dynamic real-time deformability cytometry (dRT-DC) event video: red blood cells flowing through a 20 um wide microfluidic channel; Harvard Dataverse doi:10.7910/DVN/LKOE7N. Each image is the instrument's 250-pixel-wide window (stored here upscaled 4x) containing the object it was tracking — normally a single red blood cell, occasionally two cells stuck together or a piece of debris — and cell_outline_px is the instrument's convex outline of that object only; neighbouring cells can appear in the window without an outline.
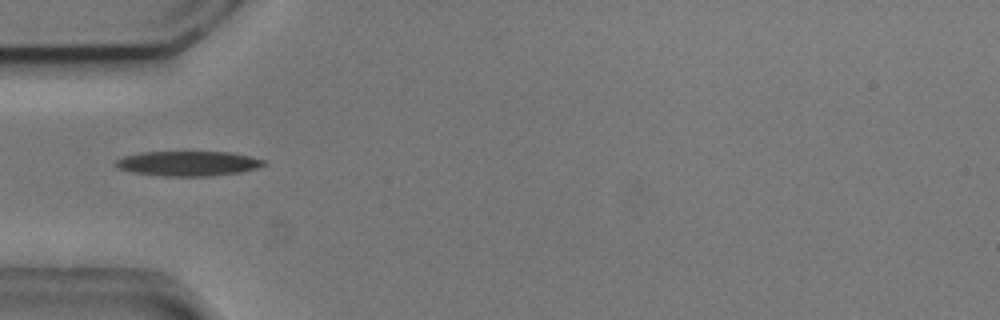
{"species": "common noctule bat (a hibernating species)", "species_latin": "Nyctalus noctula", "temperature_condition": "cold", "stored_images_in_passage": 4, "camera_frame_rate_fps": 3000, "um_per_image_px": 0.085, "animal": {"sex": "male", "body_mass_g": 20.5, "forearm_length_mm": 52.5}, "frame": {"image": 1, "passage_image": 1, "time_ms": 0.0, "image_size_px": [1000, 320], "cell_outline_px": [[268, 164], [256, 168], [240, 172], [212, 176], [164, 176], [132, 172], [116, 168], [112, 164], [116, 160], [124, 156], [144, 152], [228, 152], [248, 156], [264, 160]], "centroid_in_image_um": [15.95, 13.9], "position_along_channel_um": 69.0, "area_um2": 21.44}}
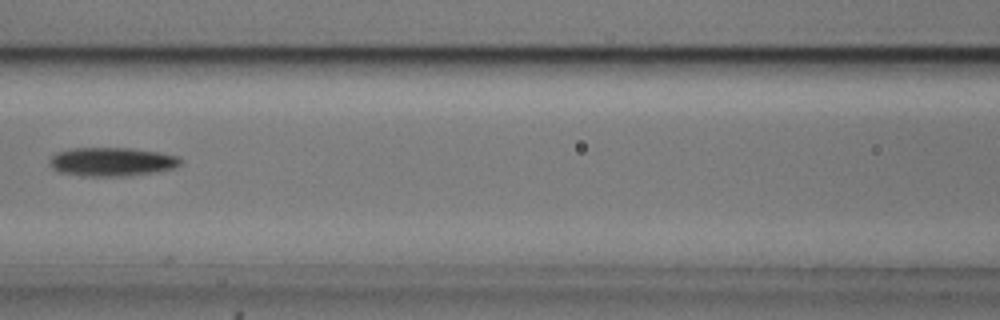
{"frame": {"image": 2, "passage_image": 3, "time_ms": 0.667, "image_size_px": [1000, 320], "cell_outline_px": [[184, 160], [180, 164], [172, 168], [152, 172], [124, 176], [84, 176], [56, 172], [48, 164], [48, 160], [56, 152], [72, 148], [132, 148], [160, 152], [180, 156]], "centroid_in_image_um": [9.47, 13.74], "position_along_channel_um": 157.1, "area_um2": 22.14}}
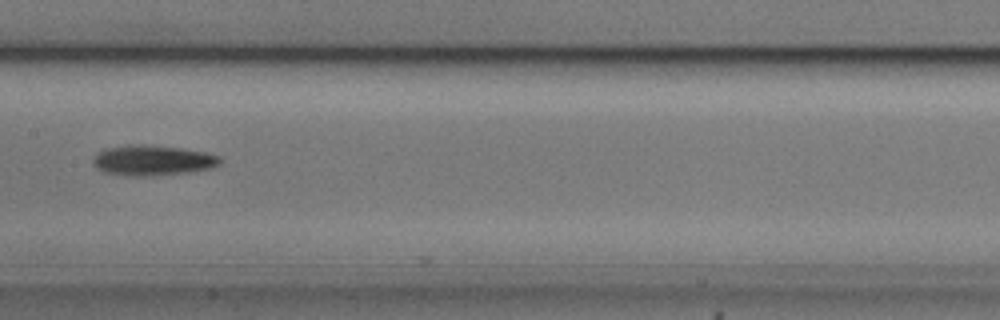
{"frame": {"image": 3, "passage_image": 4, "time_ms": 1.0, "image_size_px": [1000, 320], "cell_outline_px": [[224, 160], [220, 164], [212, 168], [188, 172], [152, 176], [128, 176], [104, 172], [96, 168], [92, 164], [92, 160], [104, 148], [128, 144], [144, 144], [180, 148], [204, 152], [220, 156]], "centroid_in_image_um": [12.98, 13.63], "position_along_channel_um": 194.4, "area_um2": 22.66}}